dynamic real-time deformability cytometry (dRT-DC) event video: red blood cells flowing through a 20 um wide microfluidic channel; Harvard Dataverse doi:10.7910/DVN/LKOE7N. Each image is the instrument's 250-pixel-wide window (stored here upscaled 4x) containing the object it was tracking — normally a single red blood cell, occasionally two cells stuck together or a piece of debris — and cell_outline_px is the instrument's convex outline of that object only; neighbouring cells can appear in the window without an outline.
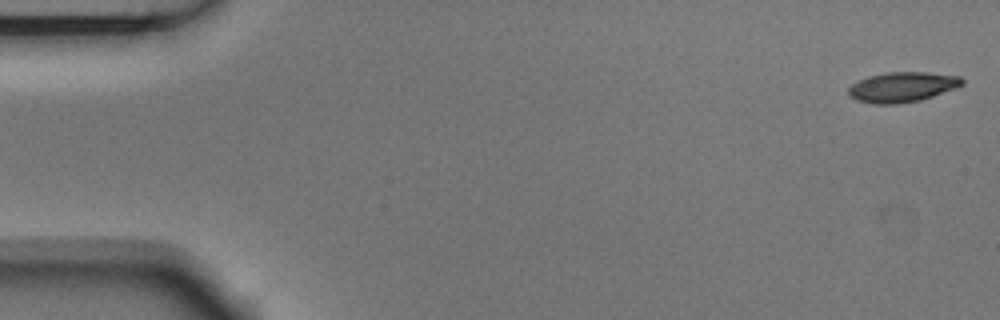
{"species": "Egyptian fruit bat (a non-hibernating species)", "species_latin": "Rousettus aegyptiacus", "temperature_condition": "room temperature", "stored_images_in_passage": 4, "camera_frame_rate_fps": 3000, "um_per_image_px": 0.085, "animal": {"sex": "male"}, "frame": {"image": 1, "passage_image": 1, "time_ms": 0.0, "image_size_px": [1000, 320], "cell_outline_px": [[964, 84], [956, 88], [920, 100], [896, 104], [872, 104], [856, 100], [848, 92], [848, 88], [852, 84], [868, 76], [888, 72], [924, 72], [960, 76], [964, 80]], "centroid_in_image_um": [76.7, 7.4], "position_along_channel_um": 8.3, "area_um2": 19.83}}
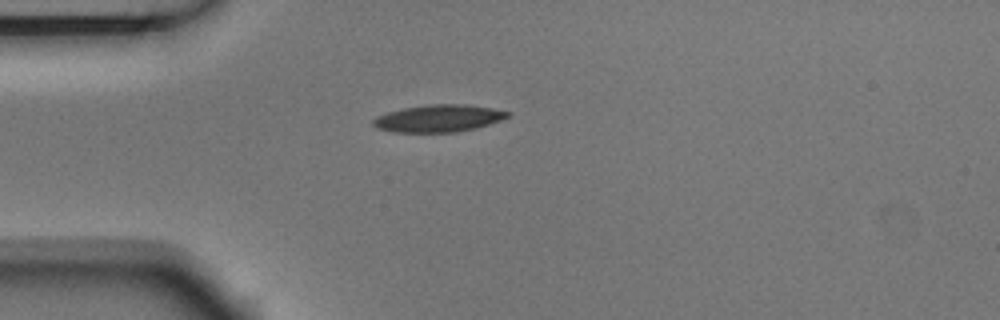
{"frame": {"image": 2, "passage_image": 4, "time_ms": 1.0, "image_size_px": [1000, 320], "cell_outline_px": [[512, 112], [508, 116], [500, 120], [488, 124], [456, 132], [392, 132], [376, 128], [372, 124], [372, 120], [376, 116], [388, 112], [404, 108], [428, 104], [464, 104], [492, 108]], "centroid_in_image_um": [37.23, 10.05], "position_along_channel_um": 47.8, "area_um2": 21.21}}